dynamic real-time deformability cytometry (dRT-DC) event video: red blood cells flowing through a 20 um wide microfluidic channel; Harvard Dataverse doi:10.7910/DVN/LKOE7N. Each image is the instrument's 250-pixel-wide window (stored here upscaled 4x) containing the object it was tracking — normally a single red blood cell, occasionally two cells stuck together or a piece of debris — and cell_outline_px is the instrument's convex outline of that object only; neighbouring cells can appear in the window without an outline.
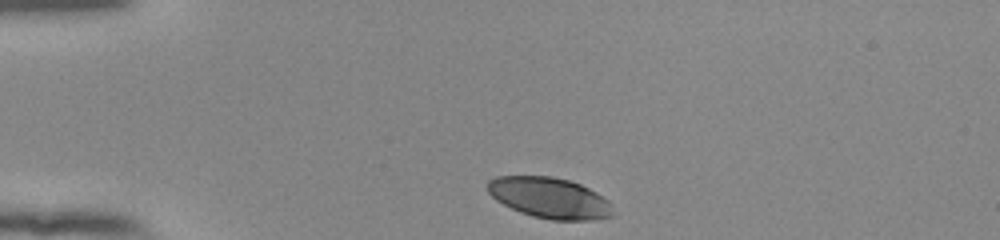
{"species": "human", "species_latin": "Homo sapiens", "temperature_condition": "room temperature", "stored_images_in_passage": 34, "camera_frame_rate_fps": 3000, "um_per_image_px": 0.085, "donor": {"sex": "female"}, "frame": {"image": 1, "passage_image": 1, "time_ms": 0.0, "image_size_px": [1000, 240], "cell_outline_px": [[612, 216], [592, 220], [552, 220], [532, 216], [520, 212], [496, 200], [488, 192], [488, 180], [496, 176], [552, 176], [568, 180], [580, 184], [596, 192], [608, 200]], "centroid_in_image_um": [46.69, 16.81], "position_along_channel_um": 38.3, "area_um2": 29.59}}
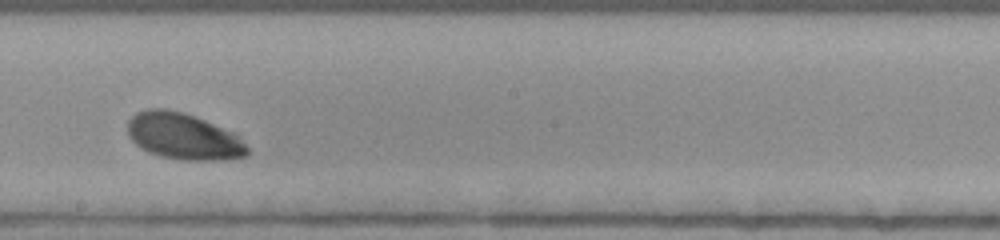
{"frame": {"image": 2, "passage_image": 20, "time_ms": 6.333, "image_size_px": [1000, 240], "cell_outline_px": [[248, 156], [220, 160], [184, 160], [160, 156], [148, 152], [136, 144], [128, 136], [128, 120], [136, 112], [148, 108], [164, 108], [184, 112], [204, 120], [232, 132], [248, 148]], "centroid_in_image_um": [15.55, 11.58], "position_along_channel_um": 232.7, "area_um2": 32.19}}
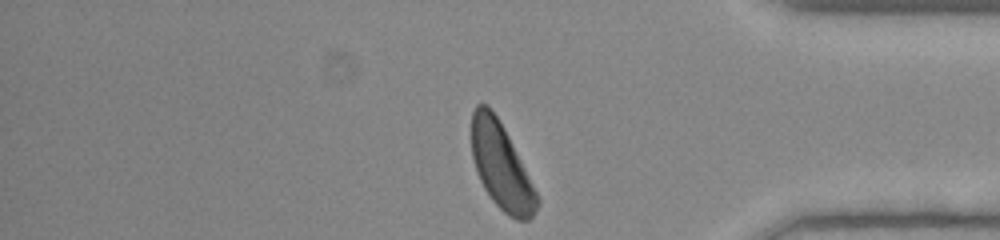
{"frame": {"image": 3, "passage_image": 34, "time_ms": 11.0, "image_size_px": [1000, 240], "cell_outline_px": [[540, 204], [532, 216], [528, 220], [516, 220], [508, 216], [492, 200], [484, 188], [476, 172], [472, 156], [472, 112], [476, 104], [488, 104], [504, 128], [540, 200]], "centroid_in_image_um": [42.59, 14.15], "position_along_channel_um": 392.6, "area_um2": 32.31}, "authors_computed_cell_mechanics": {"area_um2": 32.1079, "velocity_mm_per_s": 3.8071, "shape_relaxation_time_tau1_ms": 2.3344, "shape_relaxation_time_tau2_ms": null, "deformation_change_tau1": 0.1322, "deformation_change_tau2": null}}